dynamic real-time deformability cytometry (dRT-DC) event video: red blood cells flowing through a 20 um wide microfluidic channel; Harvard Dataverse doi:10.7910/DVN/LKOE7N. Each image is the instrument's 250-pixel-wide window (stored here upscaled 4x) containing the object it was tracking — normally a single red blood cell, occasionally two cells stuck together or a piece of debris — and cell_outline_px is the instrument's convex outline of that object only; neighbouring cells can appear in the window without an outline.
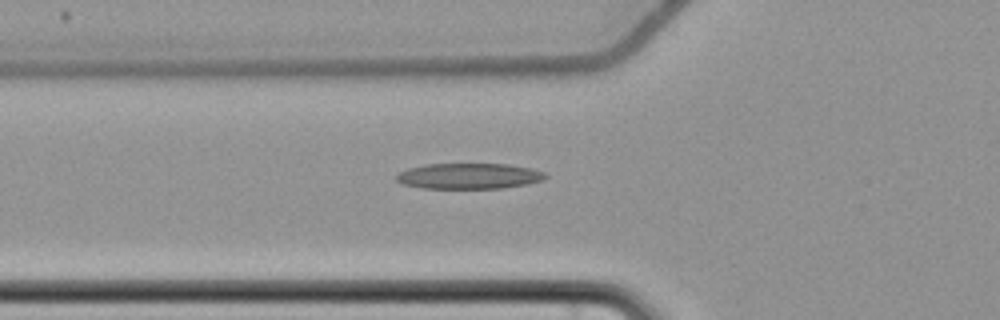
{"species": "common noctule bat (a hibernating species)", "species_latin": "Nyctalus noctula", "temperature_condition": "cold", "stored_images_in_passage": 36, "camera_frame_rate_fps": 3000, "um_per_image_px": 0.085, "animal": {"sex": "female", "body_mass_g": 22.7, "forearm_length_mm": 54.2}, "frame": {"image": 1, "passage_image": 2, "time_ms": 0.333, "image_size_px": [1000, 320], "cell_outline_px": [[548, 176], [544, 180], [528, 184], [504, 188], [424, 188], [404, 184], [396, 180], [396, 176], [400, 172], [408, 168], [424, 164], [508, 164], [532, 168], [544, 172]], "centroid_in_image_um": [39.91, 14.96], "position_along_channel_um": 85.9, "area_um2": 22.37}}
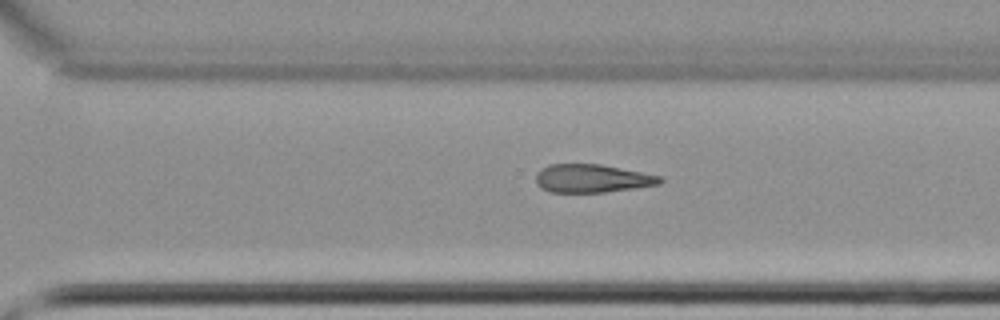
{"frame": {"image": 2, "passage_image": 21, "time_ms": 6.667, "image_size_px": [1000, 320], "cell_outline_px": [[664, 180], [660, 184], [604, 192], [548, 192], [540, 188], [536, 184], [536, 176], [540, 168], [548, 164], [600, 164], [660, 176]], "centroid_in_image_um": [50.27, 15.16], "position_along_channel_um": 320.3, "area_um2": 20.35}}
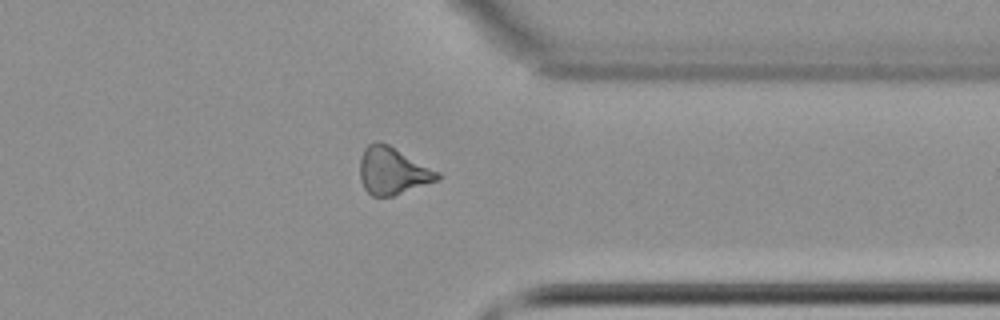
{"frame": {"image": 3, "passage_image": 26, "time_ms": 8.333, "image_size_px": [1000, 320], "cell_outline_px": [[440, 180], [392, 196], [372, 196], [364, 188], [360, 180], [360, 156], [364, 148], [368, 144], [376, 140], [388, 144], [440, 172]], "centroid_in_image_um": [33.36, 14.52], "position_along_channel_um": 378.0, "area_um2": 21.44}}